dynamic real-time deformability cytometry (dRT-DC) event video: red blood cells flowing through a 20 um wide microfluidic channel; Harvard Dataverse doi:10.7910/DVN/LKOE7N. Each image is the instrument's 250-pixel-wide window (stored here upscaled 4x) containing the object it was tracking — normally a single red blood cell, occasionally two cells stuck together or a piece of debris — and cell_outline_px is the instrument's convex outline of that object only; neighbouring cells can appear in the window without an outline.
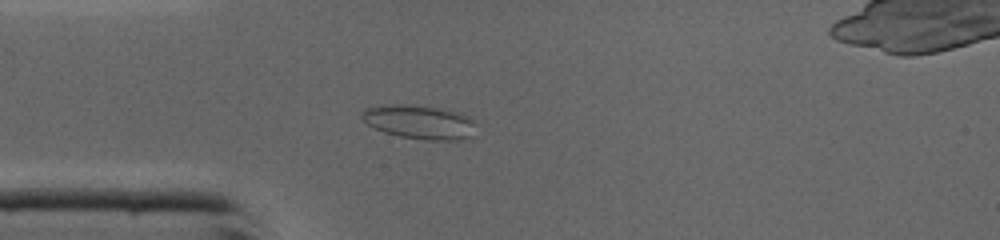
{"species": "common noctule bat (a hibernating species)", "species_latin": "Nyctalus noctula", "temperature_condition": "cold", "stored_images_in_passage": 46, "camera_frame_rate_fps": 3000, "um_per_image_px": 0.085, "animal": {"sex": "male", "body_mass_g": 19.0, "forearm_length_mm": 50.8}, "frame": {"image": 1, "passage_image": 11, "time_ms": 3.333, "image_size_px": [1000, 240], "cell_outline_px": [[472, 136], [460, 140], [424, 140], [400, 136], [384, 132], [368, 124], [360, 116], [360, 112], [364, 108], [384, 104], [404, 104], [436, 108], [460, 112], [468, 116], [472, 120]], "centroid_in_image_um": [35.59, 10.36], "position_along_channel_um": 49.4, "area_um2": 22.43}}
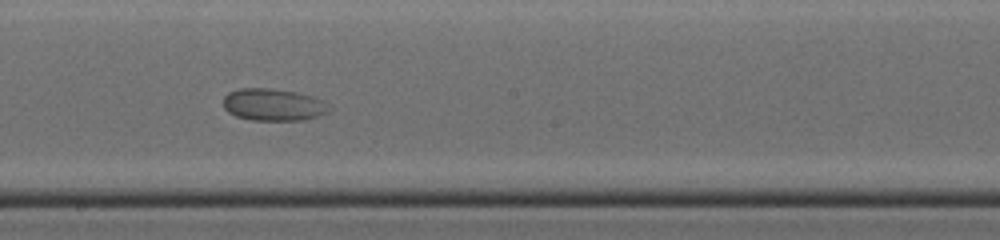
{"frame": {"image": 2, "passage_image": 24, "time_ms": 7.667, "image_size_px": [1000, 240], "cell_outline_px": [[332, 108], [328, 112], [304, 120], [252, 120], [236, 116], [228, 112], [224, 108], [224, 96], [228, 92], [240, 88], [268, 88], [296, 92], [312, 96], [324, 100]], "centroid_in_image_um": [23.24, 8.9], "position_along_channel_um": 225.0, "area_um2": 19.88}}
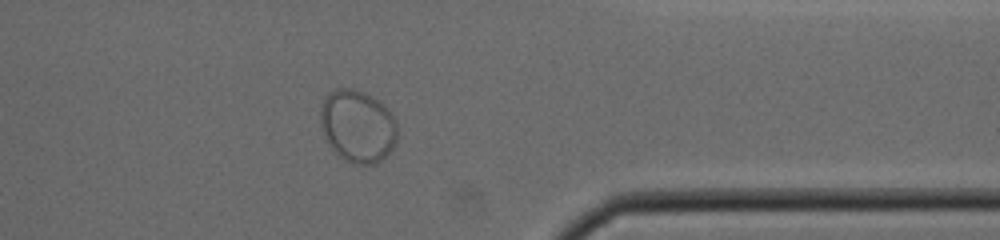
{"frame": {"image": 3, "passage_image": 36, "time_ms": 11.667, "image_size_px": [1000, 240], "cell_outline_px": [[396, 144], [376, 164], [352, 164], [344, 160], [332, 148], [324, 136], [320, 124], [320, 108], [328, 92], [336, 88], [352, 88], [364, 92], [384, 104], [388, 108], [396, 120]], "centroid_in_image_um": [30.39, 10.71], "position_along_channel_um": 381.0, "area_um2": 32.6}}